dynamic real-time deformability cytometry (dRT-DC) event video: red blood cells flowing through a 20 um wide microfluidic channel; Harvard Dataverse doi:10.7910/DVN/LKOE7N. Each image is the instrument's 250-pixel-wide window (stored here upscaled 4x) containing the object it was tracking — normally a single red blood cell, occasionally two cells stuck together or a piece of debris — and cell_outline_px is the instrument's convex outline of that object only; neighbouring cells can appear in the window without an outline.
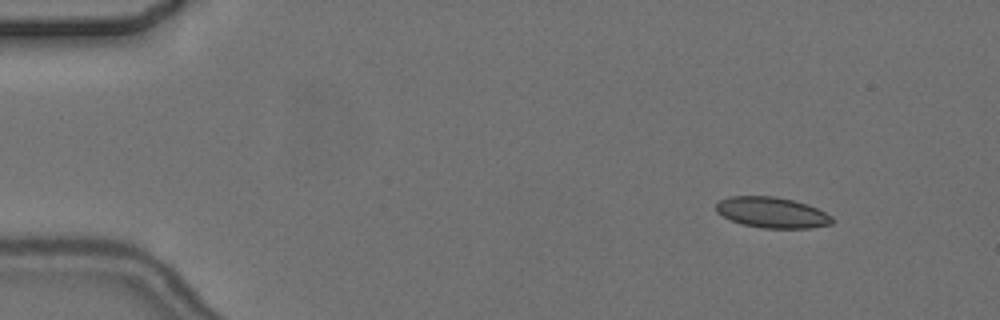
{"species": "common noctule bat (a hibernating species)", "species_latin": "Nyctalus noctula", "temperature_condition": "cold", "stored_images_in_passage": 4, "camera_frame_rate_fps": 3000, "um_per_image_px": 0.085, "animal": {"sex": "female", "body_mass_g": 24.6, "forearm_length_mm": 56.2}, "frame": {"image": 1, "passage_image": 2, "time_ms": 1.333, "image_size_px": [1000, 320], "cell_outline_px": [[836, 220], [832, 224], [812, 228], [764, 228], [744, 224], [732, 220], [716, 212], [716, 204], [720, 200], [728, 196], [776, 196], [808, 204], [832, 216]], "centroid_in_image_um": [65.65, 18.06], "position_along_channel_um": 19.3, "area_um2": 20.81}}